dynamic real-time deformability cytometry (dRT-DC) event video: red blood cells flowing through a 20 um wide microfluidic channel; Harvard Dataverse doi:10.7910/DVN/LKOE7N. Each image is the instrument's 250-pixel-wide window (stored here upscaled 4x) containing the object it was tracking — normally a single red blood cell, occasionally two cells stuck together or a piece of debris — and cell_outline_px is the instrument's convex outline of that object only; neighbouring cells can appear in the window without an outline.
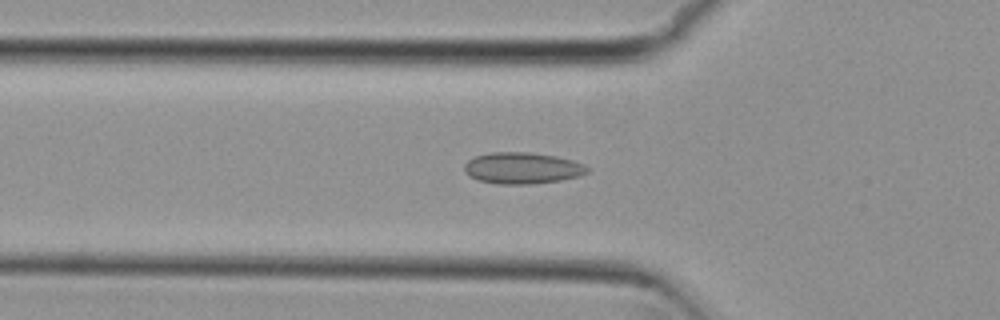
{"species": "common noctule bat (a hibernating species)", "species_latin": "Nyctalus noctula", "temperature_condition": "cold", "stored_images_in_passage": 48, "camera_frame_rate_fps": 3000, "um_per_image_px": 0.085, "animal": {"sex": "female", "body_mass_g": 29.2, "forearm_length_mm": 56.3}, "frame": {"image": 1, "passage_image": 18, "time_ms": 5.667, "image_size_px": [1000, 320], "cell_outline_px": [[588, 172], [580, 176], [560, 180], [532, 184], [496, 184], [480, 180], [468, 176], [464, 172], [464, 164], [468, 160], [476, 156], [492, 152], [528, 152], [556, 156], [572, 160], [584, 164], [588, 168]], "centroid_in_image_um": [44.38, 14.29], "position_along_channel_um": 81.4, "area_um2": 22.54}}
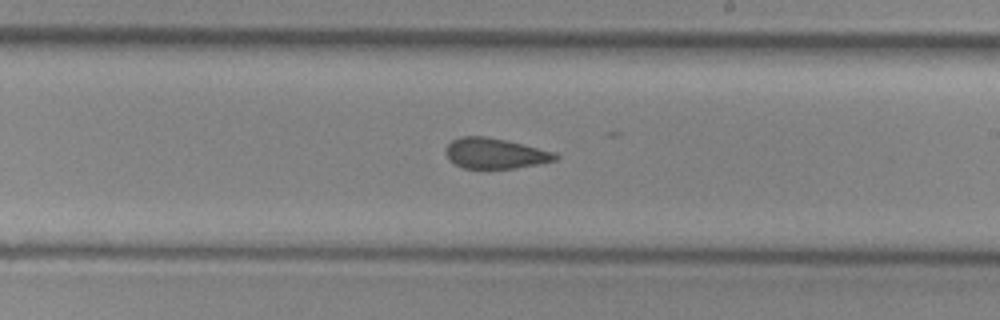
{"frame": {"image": 2, "passage_image": 31, "time_ms": 10.0, "image_size_px": [1000, 320], "cell_outline_px": [[560, 156], [556, 160], [516, 168], [464, 168], [448, 160], [448, 144], [452, 140], [460, 136], [484, 136], [504, 140], [556, 152]], "centroid_in_image_um": [42.11, 13.04], "position_along_channel_um": 246.9, "area_um2": 19.13}}
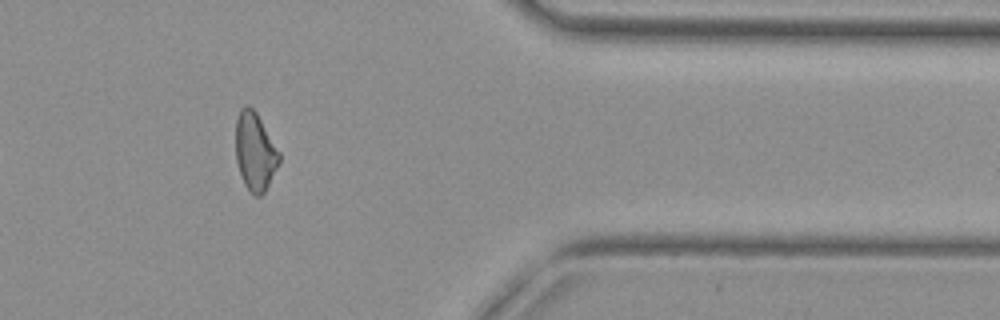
{"frame": {"image": 3, "passage_image": 44, "time_ms": 14.333, "image_size_px": [1000, 320], "cell_outline_px": [[280, 160], [264, 192], [260, 196], [252, 196], [244, 184], [236, 160], [236, 120], [240, 108], [244, 104], [248, 104], [256, 112], [280, 152]], "centroid_in_image_um": [21.66, 12.87], "position_along_channel_um": 389.7, "area_um2": 19.71}, "authors_computed_cell_mechanics": {"area_um2": 20.7502, "velocity_mm_per_s": 3.808, "shape_relaxation_time_tau1_ms": null, "shape_relaxation_time_tau2_ms": 2.4959, "deformation_change_tau1": null, "deformation_change_tau2": 0.0852}}